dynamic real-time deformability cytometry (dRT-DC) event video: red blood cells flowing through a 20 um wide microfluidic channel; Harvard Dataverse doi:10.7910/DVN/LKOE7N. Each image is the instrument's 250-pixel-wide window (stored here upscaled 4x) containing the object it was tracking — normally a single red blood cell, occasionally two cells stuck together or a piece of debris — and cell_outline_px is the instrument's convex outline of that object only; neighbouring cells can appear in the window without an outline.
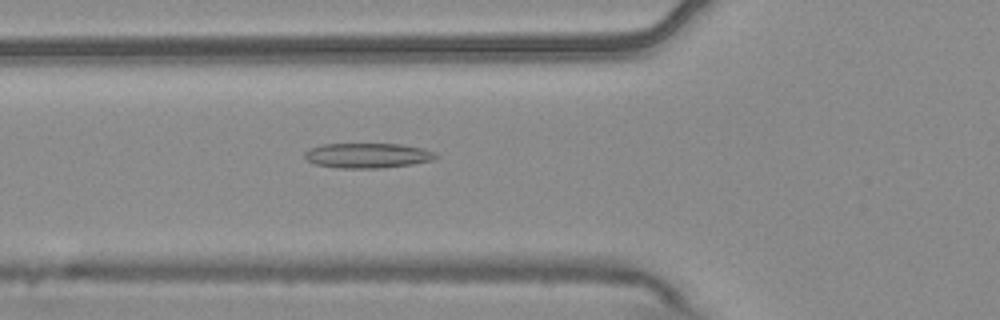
{"species": "common noctule bat (a hibernating species)", "species_latin": "Nyctalus noctula", "temperature_condition": "warm", "stored_images_in_passage": 3, "camera_frame_rate_fps": 3000, "um_per_image_px": 0.085, "animal": {"sex": "male", "body_mass_g": 20.4}, "frame": {"image": 1, "passage_image": 3, "time_ms": 0.667, "image_size_px": [1000, 320], "cell_outline_px": [[440, 156], [432, 160], [412, 164], [380, 168], [336, 168], [316, 164], [308, 160], [304, 156], [304, 152], [308, 148], [324, 144], [400, 144], [424, 148], [436, 152]], "centroid_in_image_um": [31.26, 13.21], "position_along_channel_um": 94.5, "area_um2": 19.19}}